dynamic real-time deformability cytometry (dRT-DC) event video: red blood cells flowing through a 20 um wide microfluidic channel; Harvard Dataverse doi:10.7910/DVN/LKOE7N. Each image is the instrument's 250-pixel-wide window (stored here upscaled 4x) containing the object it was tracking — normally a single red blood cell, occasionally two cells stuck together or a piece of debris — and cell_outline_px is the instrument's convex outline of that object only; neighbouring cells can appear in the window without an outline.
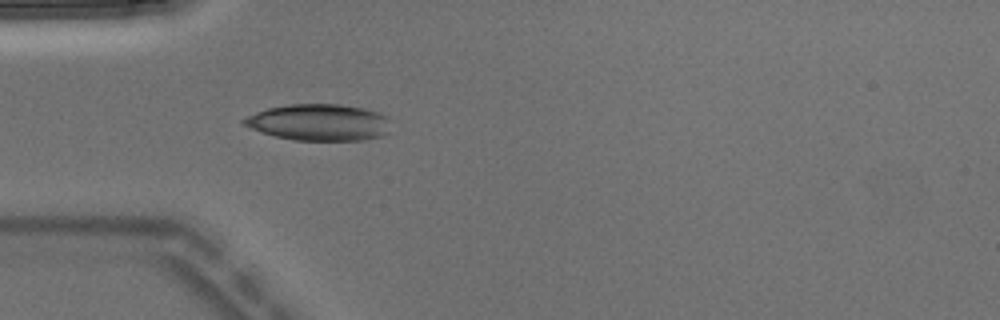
{"species": "Egyptian fruit bat (a non-hibernating species)", "species_latin": "Rousettus aegyptiacus", "temperature_condition": "warm", "stored_images_in_passage": 3, "camera_frame_rate_fps": 3000, "um_per_image_px": 0.085, "animal": {"sex": "male"}, "frame": {"image": 1, "passage_image": 3, "time_ms": 0.667, "image_size_px": [1000, 320], "cell_outline_px": [[388, 132], [380, 136], [364, 140], [292, 140], [276, 136], [240, 124], [240, 120], [256, 112], [268, 108], [288, 104], [340, 104], [364, 108], [388, 116]], "centroid_in_image_um": [27.11, 10.39], "position_along_channel_um": 57.9, "area_um2": 31.15}}